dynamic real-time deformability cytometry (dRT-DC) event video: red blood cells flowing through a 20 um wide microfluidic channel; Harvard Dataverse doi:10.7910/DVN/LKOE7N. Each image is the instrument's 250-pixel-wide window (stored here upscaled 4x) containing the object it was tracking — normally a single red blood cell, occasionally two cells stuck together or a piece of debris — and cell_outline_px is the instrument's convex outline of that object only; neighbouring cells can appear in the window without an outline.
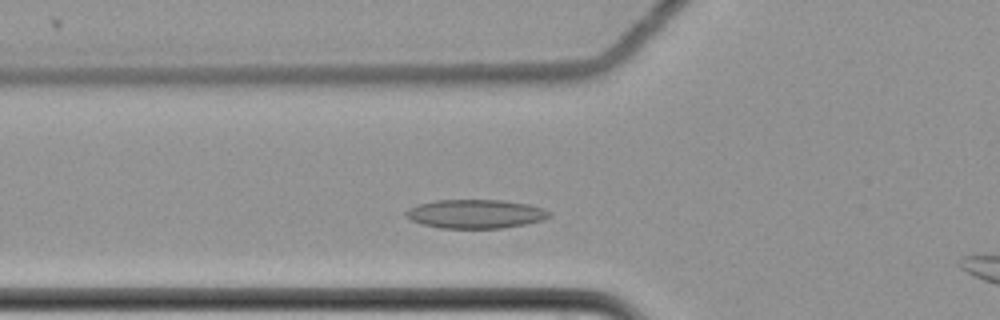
{"species": "common noctule bat (a hibernating species)", "species_latin": "Nyctalus noctula", "temperature_condition": "cold", "stored_images_in_passage": 40, "camera_frame_rate_fps": 3000, "um_per_image_px": 0.085, "animal": {"sex": "female", "body_mass_g": 22.7, "forearm_length_mm": 54.2}, "frame": {"image": 1, "passage_image": 10, "time_ms": 3.0, "image_size_px": [1000, 320], "cell_outline_px": [[552, 216], [544, 220], [524, 224], [500, 228], [440, 228], [424, 224], [412, 220], [404, 216], [404, 212], [408, 208], [420, 204], [436, 200], [504, 200], [528, 204], [544, 208], [552, 212]], "centroid_in_image_um": [40.46, 18.17], "position_along_channel_um": 85.3, "area_um2": 24.16}}
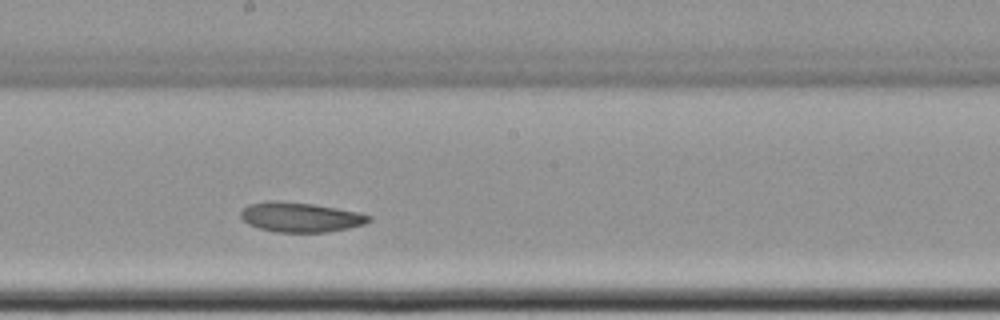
{"frame": {"image": 2, "passage_image": 22, "time_ms": 7.0, "image_size_px": [1000, 320], "cell_outline_px": [[372, 220], [364, 224], [348, 228], [328, 232], [276, 232], [260, 228], [248, 224], [240, 216], [240, 212], [248, 204], [264, 200], [276, 200], [312, 204], [336, 208], [356, 212], [372, 216]], "centroid_in_image_um": [25.51, 18.45], "position_along_channel_um": 222.7, "area_um2": 22.2}}
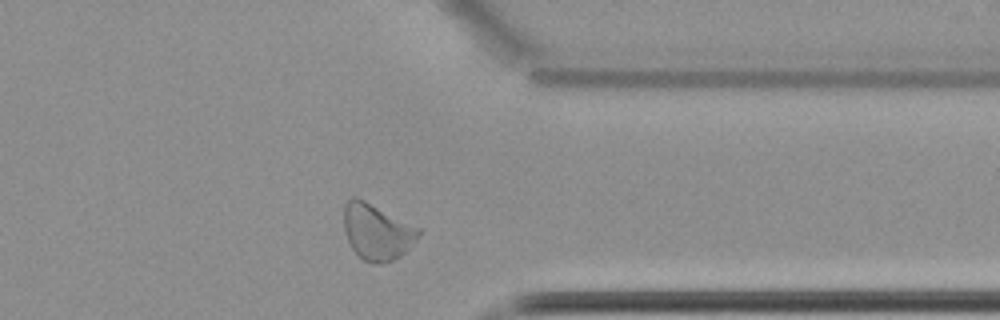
{"frame": {"image": 3, "passage_image": 36, "time_ms": 11.667, "image_size_px": [1000, 320], "cell_outline_px": [[420, 236], [400, 256], [392, 260], [380, 264], [372, 264], [364, 260], [352, 248], [348, 240], [344, 228], [344, 204], [352, 196], [356, 196], [420, 228]], "centroid_in_image_um": [32.03, 19.7], "position_along_channel_um": 379.4, "area_um2": 24.16}, "authors_computed_cell_mechanics": {"area_um2": 23.1778, "velocity_mm_per_s": 3.444, "shape_relaxation_time_tau1_ms": 6.02, "shape_relaxation_time_tau2_ms": 4.4431, "deformation_change_tau1": 0.0826, "deformation_change_tau2": 0.0751}}